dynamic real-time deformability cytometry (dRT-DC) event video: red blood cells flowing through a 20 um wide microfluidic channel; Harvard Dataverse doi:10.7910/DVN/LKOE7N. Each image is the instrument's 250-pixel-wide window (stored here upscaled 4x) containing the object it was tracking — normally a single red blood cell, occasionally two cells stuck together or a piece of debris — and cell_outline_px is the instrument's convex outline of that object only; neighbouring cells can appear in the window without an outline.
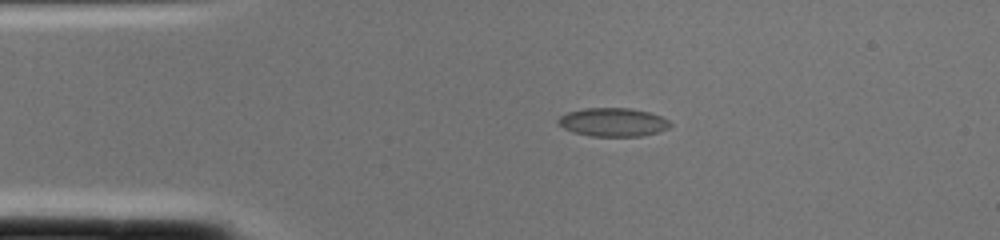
{"species": "common noctule bat (a hibernating species)", "species_latin": "Nyctalus noctula", "temperature_condition": "cold", "stored_images_in_passage": 1, "camera_frame_rate_fps": 3000, "um_per_image_px": 0.085, "animal": {"sex": "female", "body_mass_g": 22.0, "forearm_length_mm": 56.7}, "frame": {"image": 1, "passage_image": 1, "time_ms": 0.0, "image_size_px": [1000, 240], "cell_outline_px": [[672, 124], [668, 128], [660, 132], [640, 136], [592, 136], [572, 132], [556, 124], [556, 120], [560, 116], [568, 112], [584, 108], [628, 108], [648, 112], [660, 116], [668, 120]], "centroid_in_image_um": [52.08, 10.39], "position_along_channel_um": 32.9, "area_um2": 18.67}}